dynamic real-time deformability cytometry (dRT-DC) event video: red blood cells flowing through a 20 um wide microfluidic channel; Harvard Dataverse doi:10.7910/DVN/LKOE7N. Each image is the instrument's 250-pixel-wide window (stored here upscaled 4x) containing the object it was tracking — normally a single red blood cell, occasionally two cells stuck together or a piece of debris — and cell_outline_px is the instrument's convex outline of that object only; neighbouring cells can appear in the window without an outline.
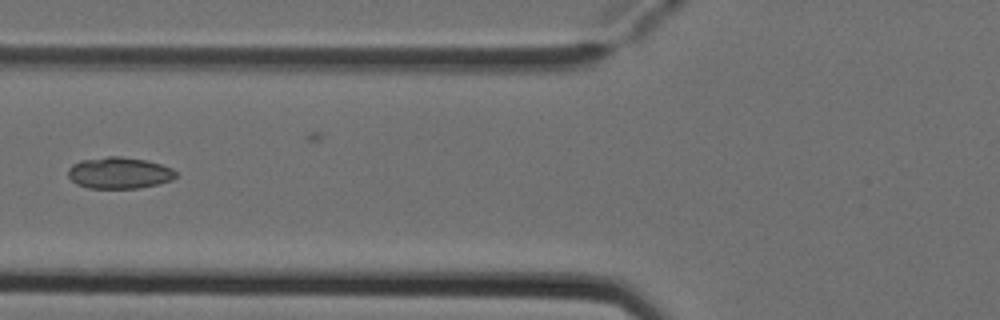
{"species": "Egyptian fruit bat (a non-hibernating species)", "species_latin": "Rousettus aegyptiacus", "temperature_condition": "cold", "stored_images_in_passage": 4, "camera_frame_rate_fps": 3000, "um_per_image_px": 0.085, "animal": {"sex": "female"}, "frame": {"image": 1, "passage_image": 2, "time_ms": 0.333, "image_size_px": [1000, 320], "cell_outline_px": [[176, 176], [172, 180], [140, 188], [88, 188], [76, 184], [68, 176], [68, 168], [72, 164], [80, 160], [108, 156], [120, 156], [148, 160], [172, 168], [176, 172]], "centroid_in_image_um": [10.11, 14.69], "position_along_channel_um": 115.7, "area_um2": 19.88}}